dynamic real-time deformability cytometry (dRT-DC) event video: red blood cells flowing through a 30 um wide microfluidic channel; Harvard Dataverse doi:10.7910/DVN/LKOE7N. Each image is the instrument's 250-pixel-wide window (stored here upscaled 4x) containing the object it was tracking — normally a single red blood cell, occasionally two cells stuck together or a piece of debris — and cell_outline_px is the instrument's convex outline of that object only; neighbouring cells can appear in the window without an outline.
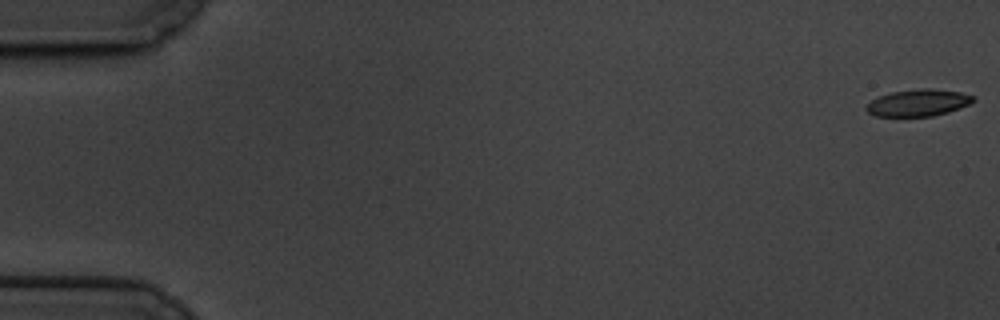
{"species": "common noctule bat (a hibernating species)", "species_latin": "Nyctalus noctula", "temperature_condition": "cold", "stored_images_in_passage": 14, "camera_frame_rate_fps": 3000, "um_per_image_px": 0.085, "animal": {"sex": "male", "body_mass_g": 19.5, "forearm_length_mm": 54.6}, "frame": {"image": 1, "passage_image": 1, "time_ms": 0.0, "image_size_px": [1000, 320], "cell_outline_px": [[976, 100], [960, 108], [948, 112], [932, 116], [876, 116], [868, 112], [864, 108], [872, 100], [880, 96], [892, 92], [920, 88], [932, 88], [960, 92], [976, 96]], "centroid_in_image_um": [78.08, 8.73], "position_along_channel_um": 6.9, "area_um2": 16.7}}